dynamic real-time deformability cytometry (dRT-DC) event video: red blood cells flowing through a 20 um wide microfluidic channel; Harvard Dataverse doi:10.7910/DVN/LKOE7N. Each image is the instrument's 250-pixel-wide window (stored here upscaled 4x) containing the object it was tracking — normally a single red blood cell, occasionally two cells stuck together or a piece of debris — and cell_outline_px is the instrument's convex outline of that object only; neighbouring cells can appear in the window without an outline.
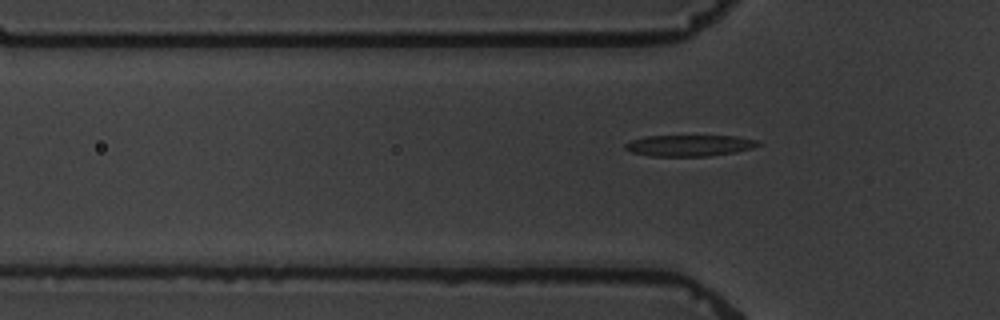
{"species": "common noctule bat (a hibernating species)", "species_latin": "Nyctalus noctula", "temperature_condition": "warm", "stored_images_in_passage": 2, "camera_frame_rate_fps": 3000, "um_per_image_px": 0.085, "animal": {"sex": "male", "body_mass_g": 19.5, "forearm_length_mm": 54.6}, "frame": {"image": 1, "passage_image": 2, "time_ms": 2.0, "image_size_px": [1000, 320], "cell_outline_px": [[760, 144], [752, 148], [736, 152], [708, 156], [648, 156], [632, 152], [624, 148], [624, 144], [632, 140], [644, 136], [740, 136], [760, 140]], "centroid_in_image_um": [58.62, 12.36], "position_along_channel_um": 67.2, "area_um2": 16.59}}